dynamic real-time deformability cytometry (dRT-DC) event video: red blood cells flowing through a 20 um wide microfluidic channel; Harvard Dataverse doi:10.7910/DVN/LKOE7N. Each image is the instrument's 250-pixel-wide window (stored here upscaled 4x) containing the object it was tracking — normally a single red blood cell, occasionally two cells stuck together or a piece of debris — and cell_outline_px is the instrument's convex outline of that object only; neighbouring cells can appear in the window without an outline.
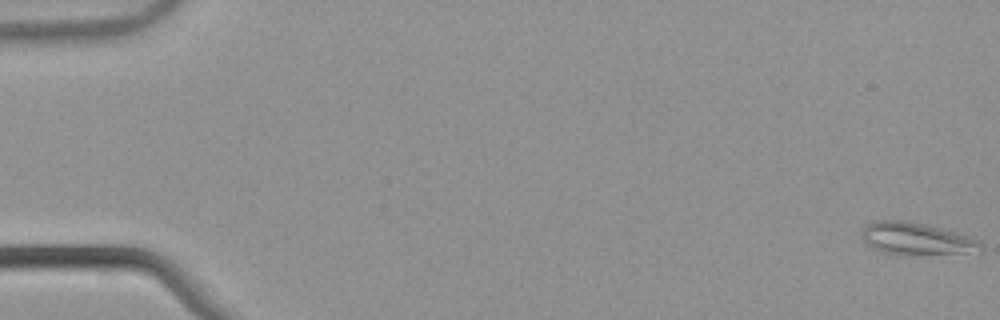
{"species": "common noctule bat (a hibernating species)", "species_latin": "Nyctalus noctula", "temperature_condition": "warm", "stored_images_in_passage": 55, "camera_frame_rate_fps": 3000, "um_per_image_px": 0.085, "animal": {"sex": "male", "body_mass_g": 21.5, "forearm_length_mm": 52.0}, "frame": {"image": 1, "passage_image": 1, "time_ms": 0.0, "image_size_px": [1000, 320], "cell_outline_px": [[984, 252], [904, 256], [900, 256], [884, 252], [868, 244], [860, 236], [860, 228], [876, 220], [904, 220], [924, 224], [956, 232], [968, 236], [976, 240], [984, 248]], "centroid_in_image_um": [77.89, 20.32], "position_along_channel_um": 7.1, "area_um2": 22.77}}
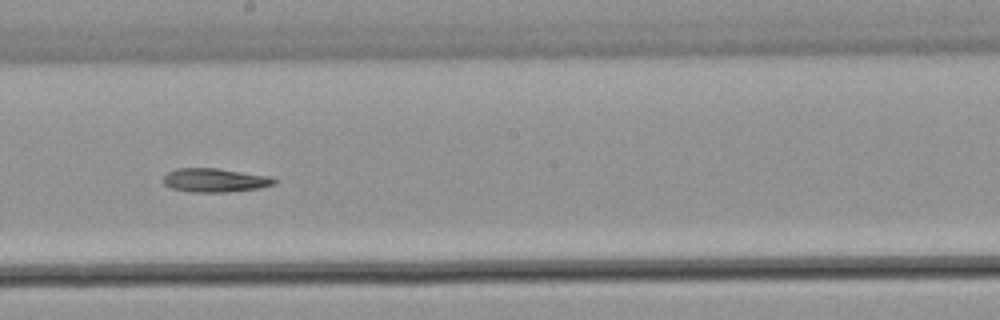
{"frame": {"image": 2, "passage_image": 32, "time_ms": 10.333, "image_size_px": [1000, 320], "cell_outline_px": [[276, 184], [260, 188], [228, 192], [188, 192], [172, 188], [164, 184], [164, 176], [168, 172], [176, 168], [216, 168], [272, 176], [276, 180]], "centroid_in_image_um": [18.29, 15.32], "position_along_channel_um": 229.9, "area_um2": 15.49}}
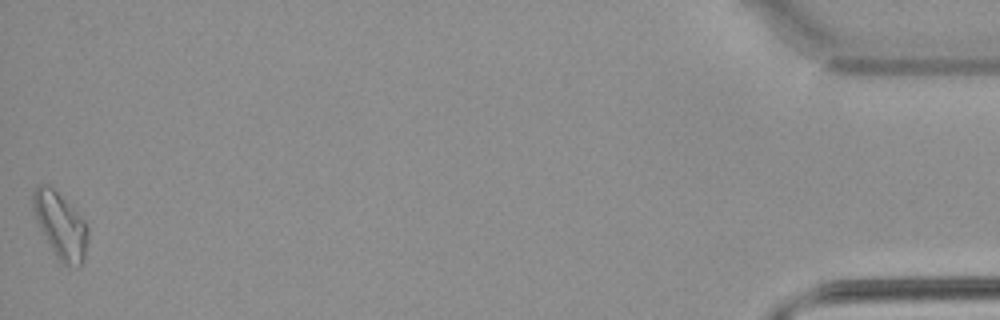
{"frame": {"image": 3, "passage_image": 55, "time_ms": 18.0, "image_size_px": [1000, 320], "cell_outline_px": [[88, 240], [84, 260], [76, 268], [60, 264], [32, 208], [32, 192], [36, 184], [44, 184], [52, 188], [84, 220], [88, 228]], "centroid_in_image_um": [5.16, 19.19], "position_along_channel_um": 430.0, "area_um2": 20.52}}